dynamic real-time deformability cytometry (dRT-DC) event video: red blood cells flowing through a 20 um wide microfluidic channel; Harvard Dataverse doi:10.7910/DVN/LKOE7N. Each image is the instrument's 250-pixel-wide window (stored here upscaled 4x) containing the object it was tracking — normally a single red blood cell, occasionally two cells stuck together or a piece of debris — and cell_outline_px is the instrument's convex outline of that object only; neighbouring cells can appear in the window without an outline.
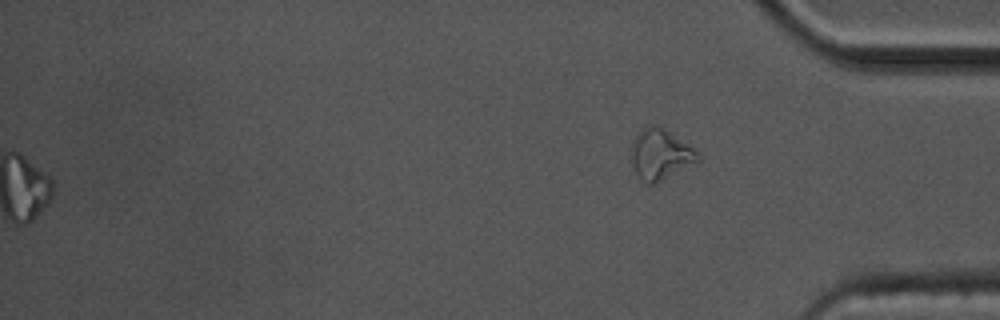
{"species": "common noctule bat (a hibernating species)", "species_latin": "Nyctalus noctula", "temperature_condition": "cold", "stored_images_in_passage": 60, "segment_of_instrument_passage": [2, 2], "camera_frame_rate_fps": 3000, "um_per_image_px": 0.085, "animal": {"sex": "male", "body_mass_g": 17.5, "forearm_length_mm": 52.3}, "frame": {"image": 1, "passage_image": 60, "time_ms": 19.667, "image_size_px": [1000, 320], "cell_outline_px": [[700, 160], [652, 184], [648, 184], [640, 180], [636, 176], [632, 164], [632, 140], [640, 128], [648, 124], [656, 124], [664, 128], [692, 148], [700, 156]], "centroid_in_image_um": [56.06, 13.09], "position_along_channel_um": 379.1, "area_um2": 19.36}}